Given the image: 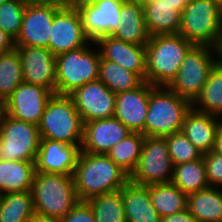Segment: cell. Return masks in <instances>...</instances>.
I'll use <instances>...</instances> for the list:
<instances>
[{
  "instance_id": "3",
  "label": "cell",
  "mask_w": 222,
  "mask_h": 222,
  "mask_svg": "<svg viewBox=\"0 0 222 222\" xmlns=\"http://www.w3.org/2000/svg\"><path fill=\"white\" fill-rule=\"evenodd\" d=\"M31 193L34 212L57 220L79 202L73 175L35 172Z\"/></svg>"
},
{
  "instance_id": "10",
  "label": "cell",
  "mask_w": 222,
  "mask_h": 222,
  "mask_svg": "<svg viewBox=\"0 0 222 222\" xmlns=\"http://www.w3.org/2000/svg\"><path fill=\"white\" fill-rule=\"evenodd\" d=\"M173 164L165 138L145 136L136 169L129 176L133 183L149 186L169 183Z\"/></svg>"
},
{
  "instance_id": "43",
  "label": "cell",
  "mask_w": 222,
  "mask_h": 222,
  "mask_svg": "<svg viewBox=\"0 0 222 222\" xmlns=\"http://www.w3.org/2000/svg\"><path fill=\"white\" fill-rule=\"evenodd\" d=\"M58 8L76 9L77 0H57Z\"/></svg>"
},
{
  "instance_id": "4",
  "label": "cell",
  "mask_w": 222,
  "mask_h": 222,
  "mask_svg": "<svg viewBox=\"0 0 222 222\" xmlns=\"http://www.w3.org/2000/svg\"><path fill=\"white\" fill-rule=\"evenodd\" d=\"M192 103L167 86H155L150 91L144 136L167 137L182 131L186 114Z\"/></svg>"
},
{
  "instance_id": "48",
  "label": "cell",
  "mask_w": 222,
  "mask_h": 222,
  "mask_svg": "<svg viewBox=\"0 0 222 222\" xmlns=\"http://www.w3.org/2000/svg\"><path fill=\"white\" fill-rule=\"evenodd\" d=\"M127 3H134V4H140L142 6H144L148 0H124Z\"/></svg>"
},
{
  "instance_id": "20",
  "label": "cell",
  "mask_w": 222,
  "mask_h": 222,
  "mask_svg": "<svg viewBox=\"0 0 222 222\" xmlns=\"http://www.w3.org/2000/svg\"><path fill=\"white\" fill-rule=\"evenodd\" d=\"M103 59L116 62L127 70L136 73L143 81L146 74V45H137L103 36L95 42Z\"/></svg>"
},
{
  "instance_id": "1",
  "label": "cell",
  "mask_w": 222,
  "mask_h": 222,
  "mask_svg": "<svg viewBox=\"0 0 222 222\" xmlns=\"http://www.w3.org/2000/svg\"><path fill=\"white\" fill-rule=\"evenodd\" d=\"M73 179L78 200L88 201L120 190L129 181V175L106 154L80 151Z\"/></svg>"
},
{
  "instance_id": "41",
  "label": "cell",
  "mask_w": 222,
  "mask_h": 222,
  "mask_svg": "<svg viewBox=\"0 0 222 222\" xmlns=\"http://www.w3.org/2000/svg\"><path fill=\"white\" fill-rule=\"evenodd\" d=\"M213 151L222 155V121L217 129L215 145Z\"/></svg>"
},
{
  "instance_id": "27",
  "label": "cell",
  "mask_w": 222,
  "mask_h": 222,
  "mask_svg": "<svg viewBox=\"0 0 222 222\" xmlns=\"http://www.w3.org/2000/svg\"><path fill=\"white\" fill-rule=\"evenodd\" d=\"M148 189L160 217L187 209V195L172 182L149 185Z\"/></svg>"
},
{
  "instance_id": "21",
  "label": "cell",
  "mask_w": 222,
  "mask_h": 222,
  "mask_svg": "<svg viewBox=\"0 0 222 222\" xmlns=\"http://www.w3.org/2000/svg\"><path fill=\"white\" fill-rule=\"evenodd\" d=\"M222 118L213 114L202 113L193 108L186 114L182 132L203 154L213 150L217 129Z\"/></svg>"
},
{
  "instance_id": "36",
  "label": "cell",
  "mask_w": 222,
  "mask_h": 222,
  "mask_svg": "<svg viewBox=\"0 0 222 222\" xmlns=\"http://www.w3.org/2000/svg\"><path fill=\"white\" fill-rule=\"evenodd\" d=\"M26 3L21 0H10L0 5V29L17 38L22 27V19Z\"/></svg>"
},
{
  "instance_id": "9",
  "label": "cell",
  "mask_w": 222,
  "mask_h": 222,
  "mask_svg": "<svg viewBox=\"0 0 222 222\" xmlns=\"http://www.w3.org/2000/svg\"><path fill=\"white\" fill-rule=\"evenodd\" d=\"M40 139L37 125L5 114L0 122V159L35 161Z\"/></svg>"
},
{
  "instance_id": "12",
  "label": "cell",
  "mask_w": 222,
  "mask_h": 222,
  "mask_svg": "<svg viewBox=\"0 0 222 222\" xmlns=\"http://www.w3.org/2000/svg\"><path fill=\"white\" fill-rule=\"evenodd\" d=\"M124 0H97L76 8L85 36L96 42L103 36H111L120 21Z\"/></svg>"
},
{
  "instance_id": "22",
  "label": "cell",
  "mask_w": 222,
  "mask_h": 222,
  "mask_svg": "<svg viewBox=\"0 0 222 222\" xmlns=\"http://www.w3.org/2000/svg\"><path fill=\"white\" fill-rule=\"evenodd\" d=\"M126 222H160L155 210L148 186L139 185L130 180L121 188Z\"/></svg>"
},
{
  "instance_id": "5",
  "label": "cell",
  "mask_w": 222,
  "mask_h": 222,
  "mask_svg": "<svg viewBox=\"0 0 222 222\" xmlns=\"http://www.w3.org/2000/svg\"><path fill=\"white\" fill-rule=\"evenodd\" d=\"M100 51L94 42L56 56V94L69 95L98 80Z\"/></svg>"
},
{
  "instance_id": "17",
  "label": "cell",
  "mask_w": 222,
  "mask_h": 222,
  "mask_svg": "<svg viewBox=\"0 0 222 222\" xmlns=\"http://www.w3.org/2000/svg\"><path fill=\"white\" fill-rule=\"evenodd\" d=\"M81 144H66L63 141L40 139L35 158V171L73 175Z\"/></svg>"
},
{
  "instance_id": "30",
  "label": "cell",
  "mask_w": 222,
  "mask_h": 222,
  "mask_svg": "<svg viewBox=\"0 0 222 222\" xmlns=\"http://www.w3.org/2000/svg\"><path fill=\"white\" fill-rule=\"evenodd\" d=\"M171 182L186 195L206 189L209 186L203 157L195 161L173 166Z\"/></svg>"
},
{
  "instance_id": "25",
  "label": "cell",
  "mask_w": 222,
  "mask_h": 222,
  "mask_svg": "<svg viewBox=\"0 0 222 222\" xmlns=\"http://www.w3.org/2000/svg\"><path fill=\"white\" fill-rule=\"evenodd\" d=\"M35 161H6L0 159V192L31 191L35 175Z\"/></svg>"
},
{
  "instance_id": "46",
  "label": "cell",
  "mask_w": 222,
  "mask_h": 222,
  "mask_svg": "<svg viewBox=\"0 0 222 222\" xmlns=\"http://www.w3.org/2000/svg\"><path fill=\"white\" fill-rule=\"evenodd\" d=\"M25 3L28 4H52L57 7V0H25Z\"/></svg>"
},
{
  "instance_id": "28",
  "label": "cell",
  "mask_w": 222,
  "mask_h": 222,
  "mask_svg": "<svg viewBox=\"0 0 222 222\" xmlns=\"http://www.w3.org/2000/svg\"><path fill=\"white\" fill-rule=\"evenodd\" d=\"M98 79L115 94L136 89L144 81L116 62L100 58Z\"/></svg>"
},
{
  "instance_id": "15",
  "label": "cell",
  "mask_w": 222,
  "mask_h": 222,
  "mask_svg": "<svg viewBox=\"0 0 222 222\" xmlns=\"http://www.w3.org/2000/svg\"><path fill=\"white\" fill-rule=\"evenodd\" d=\"M53 93L41 86L22 82L5 101L6 114L39 125L45 105Z\"/></svg>"
},
{
  "instance_id": "38",
  "label": "cell",
  "mask_w": 222,
  "mask_h": 222,
  "mask_svg": "<svg viewBox=\"0 0 222 222\" xmlns=\"http://www.w3.org/2000/svg\"><path fill=\"white\" fill-rule=\"evenodd\" d=\"M59 222H95V218L90 205L79 201Z\"/></svg>"
},
{
  "instance_id": "47",
  "label": "cell",
  "mask_w": 222,
  "mask_h": 222,
  "mask_svg": "<svg viewBox=\"0 0 222 222\" xmlns=\"http://www.w3.org/2000/svg\"><path fill=\"white\" fill-rule=\"evenodd\" d=\"M6 114V104L5 101L0 98V122Z\"/></svg>"
},
{
  "instance_id": "49",
  "label": "cell",
  "mask_w": 222,
  "mask_h": 222,
  "mask_svg": "<svg viewBox=\"0 0 222 222\" xmlns=\"http://www.w3.org/2000/svg\"><path fill=\"white\" fill-rule=\"evenodd\" d=\"M97 0H77V7L85 5V4H90V3H94Z\"/></svg>"
},
{
  "instance_id": "29",
  "label": "cell",
  "mask_w": 222,
  "mask_h": 222,
  "mask_svg": "<svg viewBox=\"0 0 222 222\" xmlns=\"http://www.w3.org/2000/svg\"><path fill=\"white\" fill-rule=\"evenodd\" d=\"M192 108L222 118V65L217 63L213 67Z\"/></svg>"
},
{
  "instance_id": "31",
  "label": "cell",
  "mask_w": 222,
  "mask_h": 222,
  "mask_svg": "<svg viewBox=\"0 0 222 222\" xmlns=\"http://www.w3.org/2000/svg\"><path fill=\"white\" fill-rule=\"evenodd\" d=\"M145 136L132 132L113 146L106 155L129 176L136 169Z\"/></svg>"
},
{
  "instance_id": "2",
  "label": "cell",
  "mask_w": 222,
  "mask_h": 222,
  "mask_svg": "<svg viewBox=\"0 0 222 222\" xmlns=\"http://www.w3.org/2000/svg\"><path fill=\"white\" fill-rule=\"evenodd\" d=\"M192 46L179 33L151 36L146 44L145 81L153 86H168Z\"/></svg>"
},
{
  "instance_id": "33",
  "label": "cell",
  "mask_w": 222,
  "mask_h": 222,
  "mask_svg": "<svg viewBox=\"0 0 222 222\" xmlns=\"http://www.w3.org/2000/svg\"><path fill=\"white\" fill-rule=\"evenodd\" d=\"M86 202L93 211L95 222H126L121 189L90 198Z\"/></svg>"
},
{
  "instance_id": "16",
  "label": "cell",
  "mask_w": 222,
  "mask_h": 222,
  "mask_svg": "<svg viewBox=\"0 0 222 222\" xmlns=\"http://www.w3.org/2000/svg\"><path fill=\"white\" fill-rule=\"evenodd\" d=\"M49 50L55 55L86 46L90 40L83 32L80 16L76 9L61 8L53 18Z\"/></svg>"
},
{
  "instance_id": "11",
  "label": "cell",
  "mask_w": 222,
  "mask_h": 222,
  "mask_svg": "<svg viewBox=\"0 0 222 222\" xmlns=\"http://www.w3.org/2000/svg\"><path fill=\"white\" fill-rule=\"evenodd\" d=\"M69 96L83 124L114 116L116 94L99 79L75 89Z\"/></svg>"
},
{
  "instance_id": "35",
  "label": "cell",
  "mask_w": 222,
  "mask_h": 222,
  "mask_svg": "<svg viewBox=\"0 0 222 222\" xmlns=\"http://www.w3.org/2000/svg\"><path fill=\"white\" fill-rule=\"evenodd\" d=\"M164 138L168 145L173 166L195 161L203 157V153L191 143L182 131Z\"/></svg>"
},
{
  "instance_id": "19",
  "label": "cell",
  "mask_w": 222,
  "mask_h": 222,
  "mask_svg": "<svg viewBox=\"0 0 222 222\" xmlns=\"http://www.w3.org/2000/svg\"><path fill=\"white\" fill-rule=\"evenodd\" d=\"M154 87L144 81L136 89L116 94L114 117L132 132L144 135L150 91Z\"/></svg>"
},
{
  "instance_id": "42",
  "label": "cell",
  "mask_w": 222,
  "mask_h": 222,
  "mask_svg": "<svg viewBox=\"0 0 222 222\" xmlns=\"http://www.w3.org/2000/svg\"><path fill=\"white\" fill-rule=\"evenodd\" d=\"M214 49H215L216 61L218 64L222 65V30Z\"/></svg>"
},
{
  "instance_id": "34",
  "label": "cell",
  "mask_w": 222,
  "mask_h": 222,
  "mask_svg": "<svg viewBox=\"0 0 222 222\" xmlns=\"http://www.w3.org/2000/svg\"><path fill=\"white\" fill-rule=\"evenodd\" d=\"M22 82V66L17 49L0 53V98L6 101Z\"/></svg>"
},
{
  "instance_id": "7",
  "label": "cell",
  "mask_w": 222,
  "mask_h": 222,
  "mask_svg": "<svg viewBox=\"0 0 222 222\" xmlns=\"http://www.w3.org/2000/svg\"><path fill=\"white\" fill-rule=\"evenodd\" d=\"M222 30V9L212 0L188 2L179 34L193 45L215 47Z\"/></svg>"
},
{
  "instance_id": "39",
  "label": "cell",
  "mask_w": 222,
  "mask_h": 222,
  "mask_svg": "<svg viewBox=\"0 0 222 222\" xmlns=\"http://www.w3.org/2000/svg\"><path fill=\"white\" fill-rule=\"evenodd\" d=\"M160 222H198V221L188 211V209H185L181 212L161 217Z\"/></svg>"
},
{
  "instance_id": "24",
  "label": "cell",
  "mask_w": 222,
  "mask_h": 222,
  "mask_svg": "<svg viewBox=\"0 0 222 222\" xmlns=\"http://www.w3.org/2000/svg\"><path fill=\"white\" fill-rule=\"evenodd\" d=\"M144 19L150 36L179 33L181 12L164 0L148 1L143 6Z\"/></svg>"
},
{
  "instance_id": "8",
  "label": "cell",
  "mask_w": 222,
  "mask_h": 222,
  "mask_svg": "<svg viewBox=\"0 0 222 222\" xmlns=\"http://www.w3.org/2000/svg\"><path fill=\"white\" fill-rule=\"evenodd\" d=\"M217 64L215 49L206 45H193L184 56L176 77L167 86L191 103L201 93L209 74Z\"/></svg>"
},
{
  "instance_id": "26",
  "label": "cell",
  "mask_w": 222,
  "mask_h": 222,
  "mask_svg": "<svg viewBox=\"0 0 222 222\" xmlns=\"http://www.w3.org/2000/svg\"><path fill=\"white\" fill-rule=\"evenodd\" d=\"M187 209L198 222H222V188L208 187L187 195Z\"/></svg>"
},
{
  "instance_id": "32",
  "label": "cell",
  "mask_w": 222,
  "mask_h": 222,
  "mask_svg": "<svg viewBox=\"0 0 222 222\" xmlns=\"http://www.w3.org/2000/svg\"><path fill=\"white\" fill-rule=\"evenodd\" d=\"M34 213L31 191L1 195L0 222H28Z\"/></svg>"
},
{
  "instance_id": "6",
  "label": "cell",
  "mask_w": 222,
  "mask_h": 222,
  "mask_svg": "<svg viewBox=\"0 0 222 222\" xmlns=\"http://www.w3.org/2000/svg\"><path fill=\"white\" fill-rule=\"evenodd\" d=\"M41 139L82 144L83 122L69 95L53 94L38 125Z\"/></svg>"
},
{
  "instance_id": "40",
  "label": "cell",
  "mask_w": 222,
  "mask_h": 222,
  "mask_svg": "<svg viewBox=\"0 0 222 222\" xmlns=\"http://www.w3.org/2000/svg\"><path fill=\"white\" fill-rule=\"evenodd\" d=\"M15 48L14 39L0 29V53H6Z\"/></svg>"
},
{
  "instance_id": "45",
  "label": "cell",
  "mask_w": 222,
  "mask_h": 222,
  "mask_svg": "<svg viewBox=\"0 0 222 222\" xmlns=\"http://www.w3.org/2000/svg\"><path fill=\"white\" fill-rule=\"evenodd\" d=\"M164 1L173 5L174 8L180 11L181 13L184 11L186 5L188 4L187 0H164Z\"/></svg>"
},
{
  "instance_id": "50",
  "label": "cell",
  "mask_w": 222,
  "mask_h": 222,
  "mask_svg": "<svg viewBox=\"0 0 222 222\" xmlns=\"http://www.w3.org/2000/svg\"><path fill=\"white\" fill-rule=\"evenodd\" d=\"M212 1L222 9V0H212Z\"/></svg>"
},
{
  "instance_id": "18",
  "label": "cell",
  "mask_w": 222,
  "mask_h": 222,
  "mask_svg": "<svg viewBox=\"0 0 222 222\" xmlns=\"http://www.w3.org/2000/svg\"><path fill=\"white\" fill-rule=\"evenodd\" d=\"M132 131L114 116L83 124L81 151L92 154H106L120 140Z\"/></svg>"
},
{
  "instance_id": "37",
  "label": "cell",
  "mask_w": 222,
  "mask_h": 222,
  "mask_svg": "<svg viewBox=\"0 0 222 222\" xmlns=\"http://www.w3.org/2000/svg\"><path fill=\"white\" fill-rule=\"evenodd\" d=\"M203 159L209 186L222 188V155L212 150L203 154Z\"/></svg>"
},
{
  "instance_id": "51",
  "label": "cell",
  "mask_w": 222,
  "mask_h": 222,
  "mask_svg": "<svg viewBox=\"0 0 222 222\" xmlns=\"http://www.w3.org/2000/svg\"><path fill=\"white\" fill-rule=\"evenodd\" d=\"M8 1H10V0H0V5L5 3V2H8Z\"/></svg>"
},
{
  "instance_id": "23",
  "label": "cell",
  "mask_w": 222,
  "mask_h": 222,
  "mask_svg": "<svg viewBox=\"0 0 222 222\" xmlns=\"http://www.w3.org/2000/svg\"><path fill=\"white\" fill-rule=\"evenodd\" d=\"M111 36L124 42L146 45L151 36L145 23L143 6L124 2L120 21Z\"/></svg>"
},
{
  "instance_id": "14",
  "label": "cell",
  "mask_w": 222,
  "mask_h": 222,
  "mask_svg": "<svg viewBox=\"0 0 222 222\" xmlns=\"http://www.w3.org/2000/svg\"><path fill=\"white\" fill-rule=\"evenodd\" d=\"M52 4H28L22 19V27L15 46H37L49 48L51 26L54 15L60 10Z\"/></svg>"
},
{
  "instance_id": "13",
  "label": "cell",
  "mask_w": 222,
  "mask_h": 222,
  "mask_svg": "<svg viewBox=\"0 0 222 222\" xmlns=\"http://www.w3.org/2000/svg\"><path fill=\"white\" fill-rule=\"evenodd\" d=\"M19 52L23 82L56 94V56L45 47L15 46Z\"/></svg>"
},
{
  "instance_id": "44",
  "label": "cell",
  "mask_w": 222,
  "mask_h": 222,
  "mask_svg": "<svg viewBox=\"0 0 222 222\" xmlns=\"http://www.w3.org/2000/svg\"><path fill=\"white\" fill-rule=\"evenodd\" d=\"M28 222H59V220L34 213Z\"/></svg>"
}]
</instances>
